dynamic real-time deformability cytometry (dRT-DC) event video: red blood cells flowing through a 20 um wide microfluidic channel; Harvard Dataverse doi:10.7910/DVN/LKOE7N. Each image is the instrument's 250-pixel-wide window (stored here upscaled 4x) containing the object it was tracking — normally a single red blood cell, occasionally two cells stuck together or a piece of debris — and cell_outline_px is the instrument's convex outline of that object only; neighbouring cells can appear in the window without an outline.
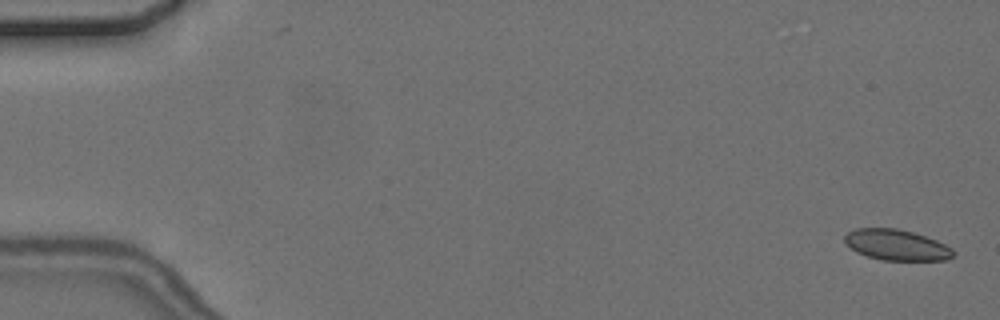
{"species": "common noctule bat (a hibernating species)", "species_latin": "Nyctalus noctula", "temperature_condition": "cold", "stored_images_in_passage": 6, "camera_frame_rate_fps": 3000, "um_per_image_px": 0.085, "animal": {"sex": "female", "body_mass_g": 24.6, "forearm_length_mm": 56.2}, "frame": {"image": 1, "passage_image": 1, "time_ms": 0.0, "image_size_px": [1000, 320], "cell_outline_px": [[956, 252], [948, 260], [880, 260], [856, 252], [844, 240], [844, 236], [848, 232], [856, 228], [896, 228], [912, 232], [936, 240], [952, 248]], "centroid_in_image_um": [76.21, 20.82], "position_along_channel_um": 8.8, "area_um2": 19.36}}